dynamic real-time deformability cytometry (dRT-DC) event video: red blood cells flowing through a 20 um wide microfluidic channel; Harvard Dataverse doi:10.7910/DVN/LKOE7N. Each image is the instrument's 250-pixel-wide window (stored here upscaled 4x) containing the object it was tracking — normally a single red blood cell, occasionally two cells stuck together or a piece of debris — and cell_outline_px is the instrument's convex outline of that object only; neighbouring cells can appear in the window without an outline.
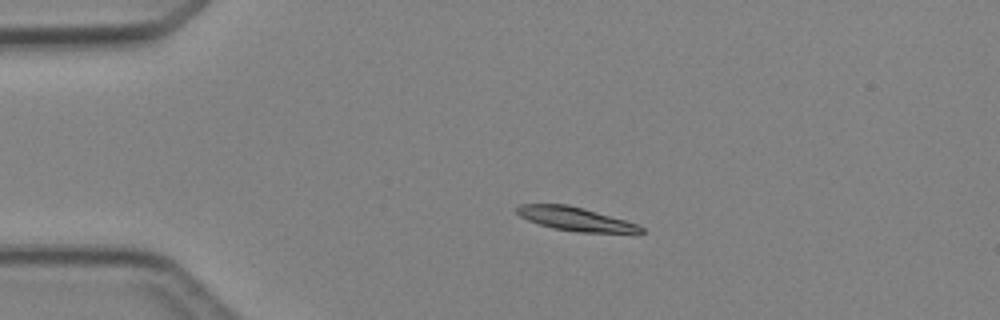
{"species": "Egyptian fruit bat (a non-hibernating species)", "species_latin": "Rousettus aegyptiacus", "temperature_condition": "cold", "stored_images_in_passage": 2, "camera_frame_rate_fps": 3000, "um_per_image_px": 0.085, "animal": {"sex": "female"}, "frame": {"image": 1, "passage_image": 1, "time_ms": 0.0, "image_size_px": [1000, 320], "cell_outline_px": [[644, 232], [580, 232], [552, 228], [528, 220], [520, 216], [516, 212], [516, 208], [520, 204], [568, 204], [624, 220], [636, 224], [644, 228]], "centroid_in_image_um": [48.84, 18.6], "position_along_channel_um": 36.2, "area_um2": 16.65}}